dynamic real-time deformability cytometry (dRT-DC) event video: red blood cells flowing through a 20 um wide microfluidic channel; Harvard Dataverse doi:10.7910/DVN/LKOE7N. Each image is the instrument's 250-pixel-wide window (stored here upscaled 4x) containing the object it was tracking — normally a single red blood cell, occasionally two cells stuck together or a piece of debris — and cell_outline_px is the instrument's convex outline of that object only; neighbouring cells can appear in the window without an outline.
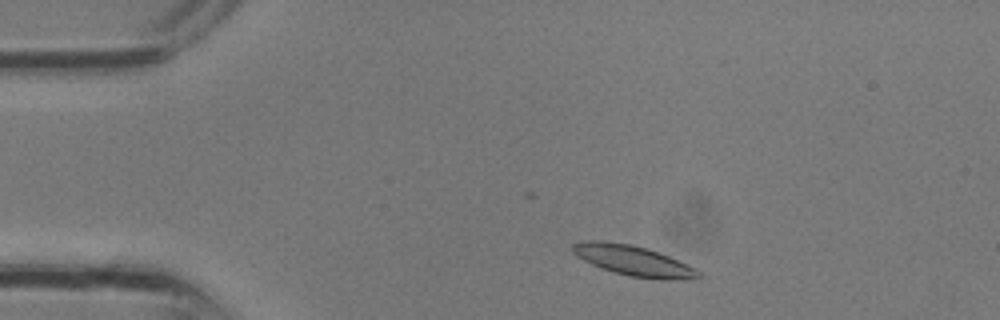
{"species": "common noctule bat (a hibernating species)", "species_latin": "Nyctalus noctula", "temperature_condition": "room temperature", "stored_images_in_passage": 22, "camera_frame_rate_fps": 3000, "um_per_image_px": 0.085, "animal": {"sex": "male", "body_mass_g": 13.3}, "frame": {"image": 1, "passage_image": 3, "time_ms": 0.667, "image_size_px": [1000, 320], "cell_outline_px": [[704, 276], [684, 280], [664, 280], [632, 276], [600, 268], [576, 256], [572, 252], [572, 244], [584, 240], [604, 240], [632, 244], [648, 248], [668, 256], [696, 268]], "centroid_in_image_um": [53.84, 22.14], "position_along_channel_um": 31.2, "area_um2": 22.37}}
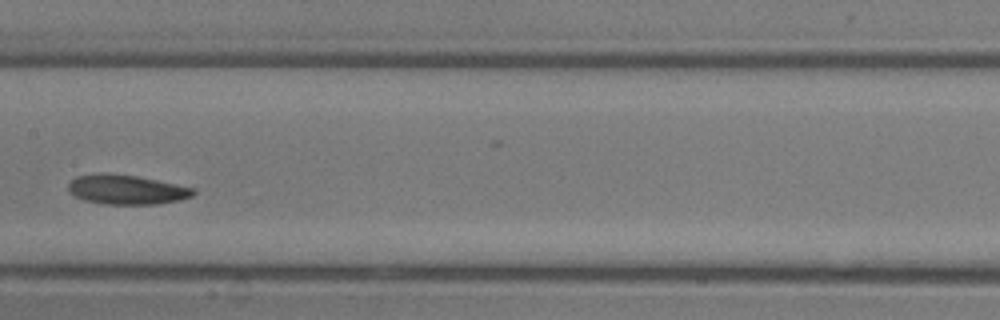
{"frame": {"image": 2, "passage_image": 13, "time_ms": 4.0, "image_size_px": [1000, 320], "cell_outline_px": [[196, 192], [192, 196], [180, 200], [160, 204], [104, 204], [84, 200], [68, 192], [68, 184], [76, 176], [136, 176], [196, 188]], "centroid_in_image_um": [10.84, 16.17], "position_along_channel_um": 196.6, "area_um2": 20.75}}
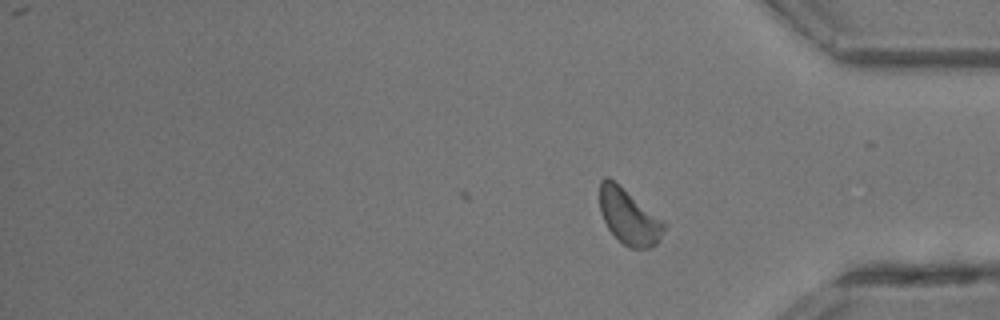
{"frame": {"image": 3, "passage_image": 22, "time_ms": 7.0, "image_size_px": [1000, 320], "cell_outline_px": [[664, 228], [660, 240], [652, 248], [632, 248], [624, 244], [608, 228], [600, 212], [600, 180], [604, 176], [608, 176], [664, 220]], "centroid_in_image_um": [53.46, 18.41], "position_along_channel_um": 381.7, "area_um2": 20.58}}